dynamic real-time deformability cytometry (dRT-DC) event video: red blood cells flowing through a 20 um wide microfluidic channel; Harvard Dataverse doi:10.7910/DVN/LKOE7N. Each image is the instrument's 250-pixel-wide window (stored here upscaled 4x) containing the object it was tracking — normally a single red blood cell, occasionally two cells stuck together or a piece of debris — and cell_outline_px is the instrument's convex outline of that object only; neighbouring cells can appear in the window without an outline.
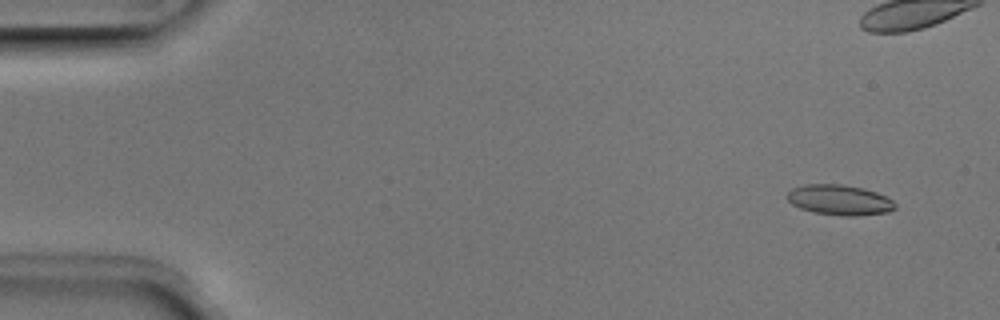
{"species": "Egyptian fruit bat (a non-hibernating species)", "species_latin": "Rousettus aegyptiacus", "temperature_condition": "room temperature", "stored_images_in_passage": 52, "camera_frame_rate_fps": 3000, "um_per_image_px": 0.085, "animal": {"sex": "male"}, "frame": {"image": 1, "passage_image": 4, "time_ms": 1.0, "image_size_px": [1000, 320], "cell_outline_px": [[896, 208], [888, 212], [856, 216], [840, 216], [812, 212], [800, 208], [792, 204], [788, 200], [788, 192], [792, 188], [804, 184], [840, 184], [864, 188], [876, 192], [892, 200], [896, 204]], "centroid_in_image_um": [71.36, 17.0], "position_along_channel_um": 13.6, "area_um2": 19.13}}
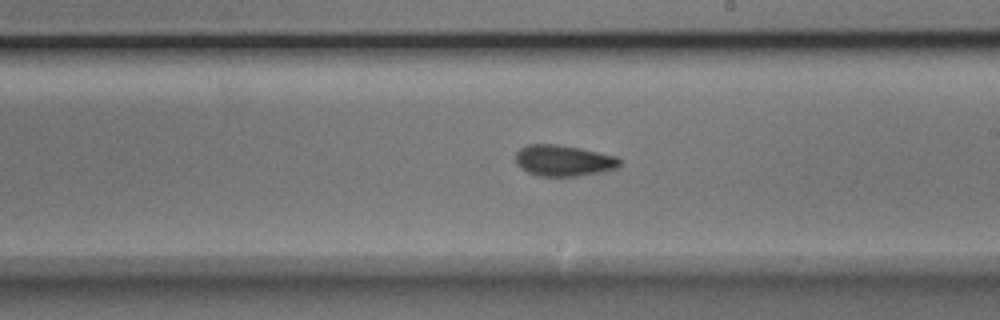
{"frame": {"image": 2, "passage_image": 30, "time_ms": 9.667, "image_size_px": [1000, 320], "cell_outline_px": [[620, 168], [604, 172], [576, 176], [540, 176], [528, 172], [520, 168], [516, 164], [516, 152], [520, 148], [528, 144], [556, 144], [580, 148], [616, 156], [620, 160]], "centroid_in_image_um": [47.91, 13.65], "position_along_channel_um": 241.1, "area_um2": 19.02}}
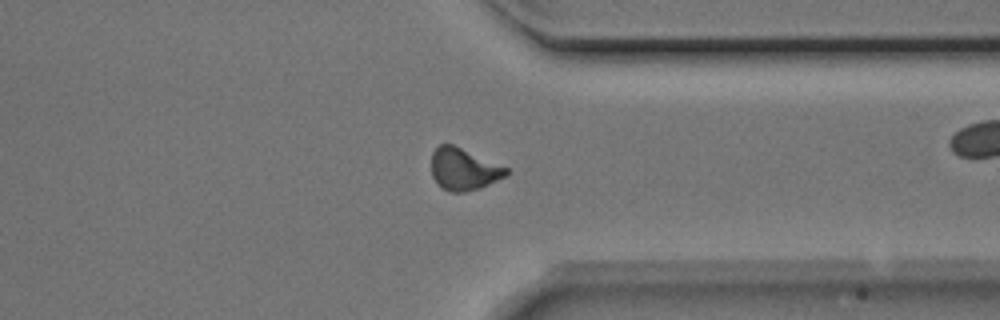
{"frame": {"image": 3, "passage_image": 40, "time_ms": 13.0, "image_size_px": [1000, 320], "cell_outline_px": [[508, 176], [480, 188], [464, 192], [448, 192], [440, 188], [432, 176], [432, 152], [440, 144], [452, 144], [508, 168]], "centroid_in_image_um": [39.4, 14.4], "position_along_channel_um": 372.0, "area_um2": 18.32}}